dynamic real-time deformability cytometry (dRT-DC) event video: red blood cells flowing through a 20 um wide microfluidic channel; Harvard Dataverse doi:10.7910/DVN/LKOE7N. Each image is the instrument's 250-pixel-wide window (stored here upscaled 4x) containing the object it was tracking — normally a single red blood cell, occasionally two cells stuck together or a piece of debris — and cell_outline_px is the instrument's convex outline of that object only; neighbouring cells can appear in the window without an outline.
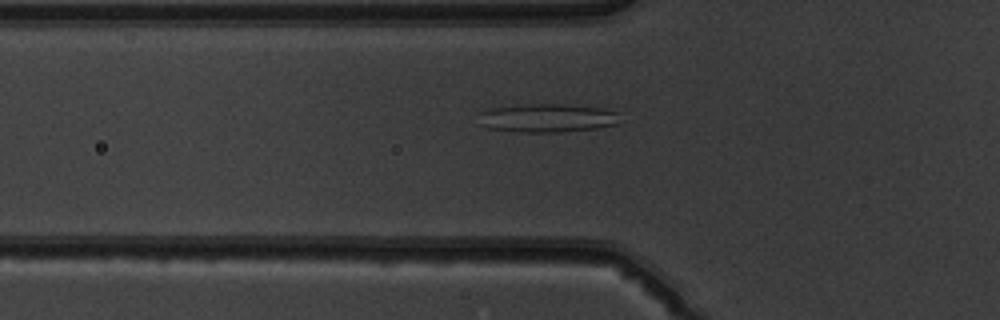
{"species": "common noctule bat (a hibernating species)", "species_latin": "Nyctalus noctula", "temperature_condition": "warm", "stored_images_in_passage": 47, "camera_frame_rate_fps": 3000, "um_per_image_px": 0.085, "animal": {"sex": "male", "body_mass_g": 19.5, "forearm_length_mm": 54.6}, "frame": {"image": 1, "passage_image": 14, "time_ms": 4.333, "image_size_px": [1000, 320], "cell_outline_px": [[624, 112], [616, 124], [596, 128], [560, 132], [516, 132], [488, 128], [480, 124], [480, 112], [488, 108], [520, 104], [564, 104], [604, 108]], "centroid_in_image_um": [46.56, 10.02], "position_along_channel_um": 79.2, "area_um2": 23.93}}
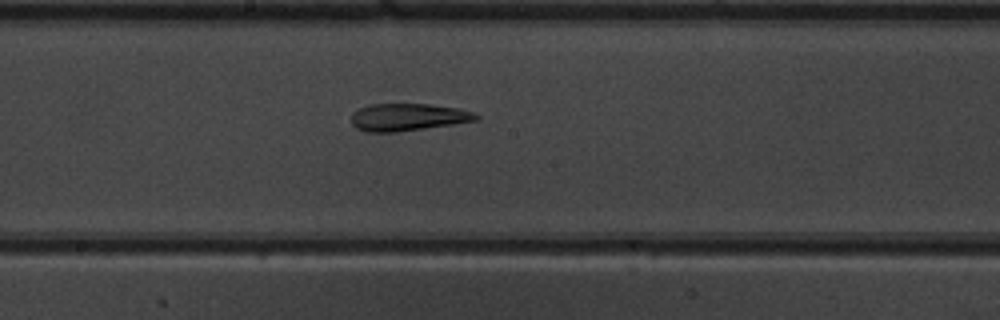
{"frame": {"image": 2, "passage_image": 24, "time_ms": 7.667, "image_size_px": [1000, 320], "cell_outline_px": [[480, 120], [396, 132], [368, 132], [356, 128], [352, 124], [352, 112], [368, 104], [428, 104], [460, 108], [472, 112], [480, 116]], "centroid_in_image_um": [34.68, 9.95], "position_along_channel_um": 213.5, "area_um2": 19.88}}
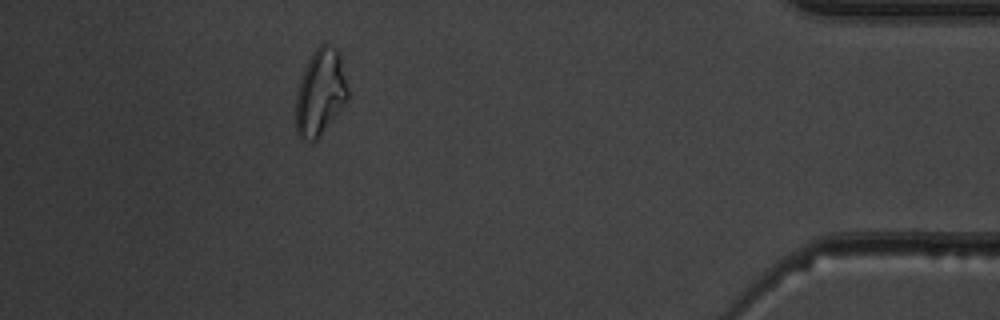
{"frame": {"image": 3, "passage_image": 42, "time_ms": 13.667, "image_size_px": [1000, 320], "cell_outline_px": [[348, 100], [320, 136], [316, 140], [312, 140], [296, 136], [296, 96], [300, 80], [304, 68], [312, 52], [324, 40], [336, 48], [340, 52], [348, 88]], "centroid_in_image_um": [27.24, 7.8], "position_along_channel_um": 408.0, "area_um2": 26.41}, "authors_computed_cell_mechanics": {"area_um2": 23.5824, "velocity_mm_per_s": 4.0193, "shape_relaxation_time_tau1_ms": null, "shape_relaxation_time_tau2_ms": 4.8423, "deformation_change_tau1": null, "deformation_change_tau2": 0.1591}}